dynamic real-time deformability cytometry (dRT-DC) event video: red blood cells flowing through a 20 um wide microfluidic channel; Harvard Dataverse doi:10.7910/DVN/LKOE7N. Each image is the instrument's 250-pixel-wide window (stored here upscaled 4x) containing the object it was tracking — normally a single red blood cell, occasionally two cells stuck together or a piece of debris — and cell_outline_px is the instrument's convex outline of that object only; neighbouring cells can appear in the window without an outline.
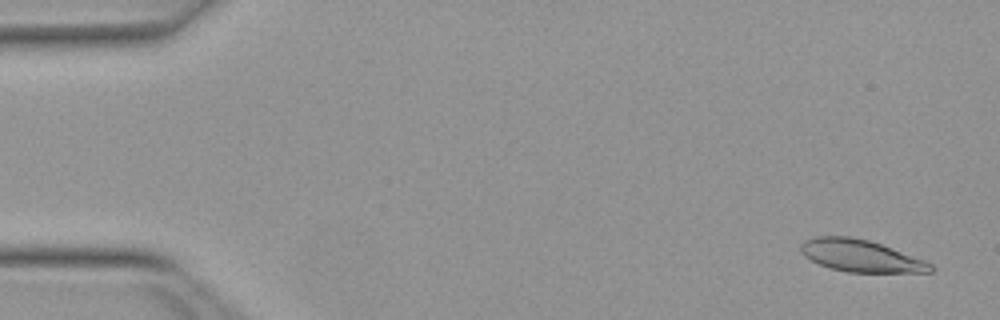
{"species": "Egyptian fruit bat (a non-hibernating species)", "species_latin": "Rousettus aegyptiacus", "temperature_condition": "warm", "stored_images_in_passage": 45, "camera_frame_rate_fps": 3000, "um_per_image_px": 0.085, "animal": {"sex": "female"}, "frame": {"image": 1, "passage_image": 3, "time_ms": 0.667, "image_size_px": [1000, 320], "cell_outline_px": [[936, 268], [932, 272], [848, 272], [832, 268], [820, 264], [804, 256], [800, 252], [800, 244], [804, 240], [816, 236], [852, 236], [868, 240], [880, 244], [924, 260], [932, 264]], "centroid_in_image_um": [73.14, 21.73], "position_along_channel_um": 11.9, "area_um2": 24.1}}
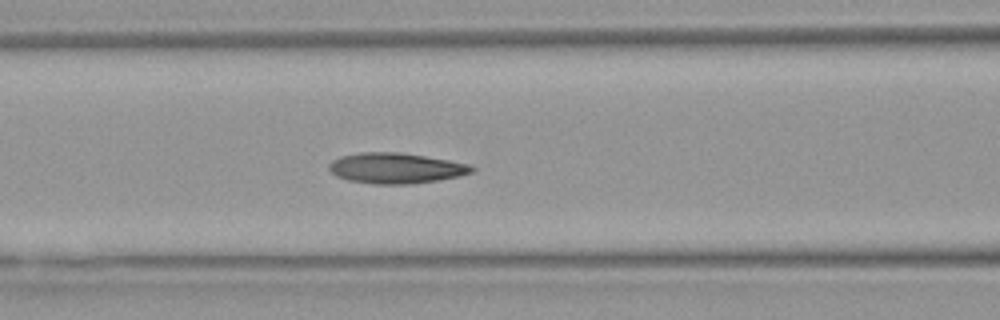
{"frame": {"image": 2, "passage_image": 22, "time_ms": 7.0, "image_size_px": [1000, 320], "cell_outline_px": [[476, 168], [472, 172], [460, 176], [440, 180], [412, 184], [372, 184], [348, 180], [336, 176], [328, 168], [328, 164], [332, 160], [340, 156], [360, 152], [400, 152], [448, 160], [468, 164]], "centroid_in_image_um": [33.63, 14.3], "position_along_channel_um": 133.0, "area_um2": 25.55}}
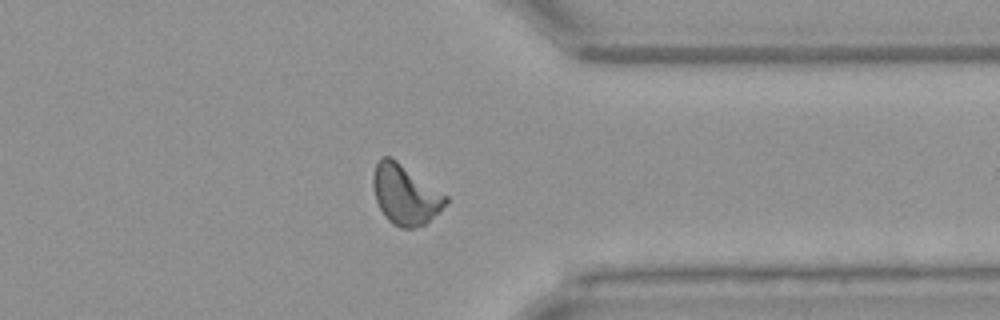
{"frame": {"image": 3, "passage_image": 41, "time_ms": 13.333, "image_size_px": [1000, 320], "cell_outline_px": [[448, 200], [424, 224], [416, 228], [400, 228], [392, 224], [384, 216], [376, 200], [372, 184], [372, 176], [376, 164], [380, 156], [388, 156], [396, 160], [448, 196]], "centroid_in_image_um": [34.39, 16.53], "position_along_channel_um": 377.0, "area_um2": 24.97}}